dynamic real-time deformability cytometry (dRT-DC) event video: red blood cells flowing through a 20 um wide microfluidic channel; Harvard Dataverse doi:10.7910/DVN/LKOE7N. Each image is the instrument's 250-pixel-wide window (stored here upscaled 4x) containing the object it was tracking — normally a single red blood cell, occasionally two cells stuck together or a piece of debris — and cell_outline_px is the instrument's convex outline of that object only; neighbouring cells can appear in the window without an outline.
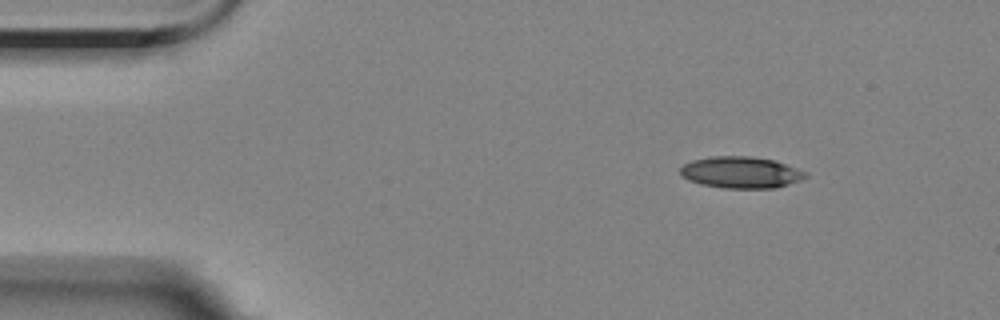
{"species": "Egyptian fruit bat (a non-hibernating species)", "species_latin": "Rousettus aegyptiacus", "temperature_condition": "room temperature", "stored_images_in_passage": 4, "camera_frame_rate_fps": 3000, "um_per_image_px": 0.085, "animal": {"sex": "female"}, "frame": {"image": 1, "passage_image": 1, "time_ms": 0.0, "image_size_px": [1000, 320], "cell_outline_px": [[808, 176], [800, 180], [776, 188], [724, 188], [700, 184], [688, 180], [680, 176], [680, 168], [684, 164], [692, 160], [712, 156], [752, 156], [776, 160], [808, 172]], "centroid_in_image_um": [62.98, 14.65], "position_along_channel_um": 22.0, "area_um2": 23.29}}